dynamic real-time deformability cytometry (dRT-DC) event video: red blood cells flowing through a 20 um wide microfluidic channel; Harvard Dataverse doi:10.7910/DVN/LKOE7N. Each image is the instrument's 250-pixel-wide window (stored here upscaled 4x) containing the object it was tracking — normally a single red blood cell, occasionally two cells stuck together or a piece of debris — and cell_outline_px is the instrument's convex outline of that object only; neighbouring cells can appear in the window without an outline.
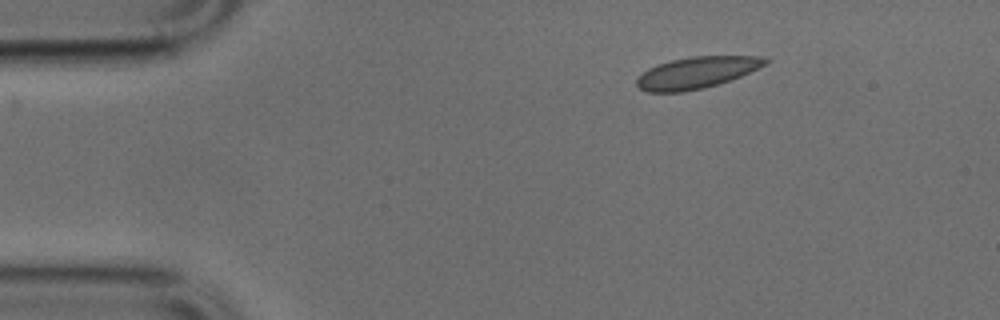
{"species": "common noctule bat (a hibernating species)", "species_latin": "Nyctalus noctula", "temperature_condition": "cold", "stored_images_in_passage": 42, "camera_frame_rate_fps": 3000, "um_per_image_px": 0.085, "animal": {"sex": "male", "body_mass_g": 17.9, "forearm_length_mm": 54.2}, "frame": {"image": 1, "passage_image": 1, "time_ms": 0.0, "image_size_px": [1000, 320], "cell_outline_px": [[772, 60], [768, 64], [740, 76], [704, 88], [684, 92], [648, 92], [640, 88], [636, 84], [636, 80], [648, 68], [656, 64], [672, 60], [692, 56], [768, 56]], "centroid_in_image_um": [59.26, 6.16], "position_along_channel_um": 25.7, "area_um2": 23.7}}
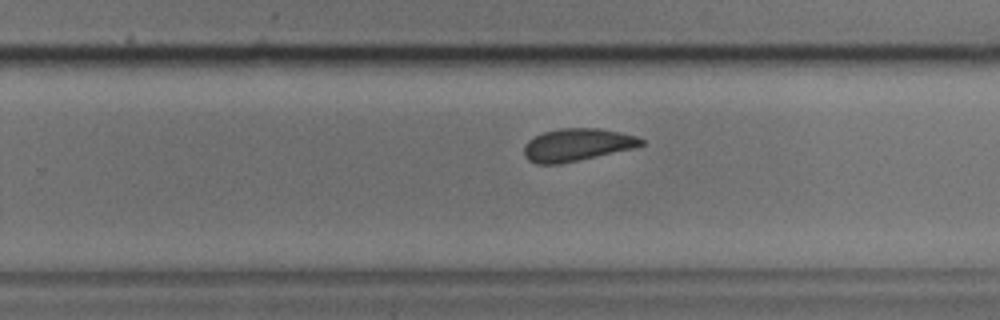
{"frame": {"image": 2, "passage_image": 25, "time_ms": 8.0, "image_size_px": [1000, 320], "cell_outline_px": [[644, 144], [632, 148], [580, 160], [560, 164], [536, 164], [528, 160], [524, 156], [524, 144], [528, 140], [544, 132], [560, 128], [600, 128], [620, 132], [636, 136], [644, 140]], "centroid_in_image_um": [49.02, 12.31], "position_along_channel_um": 280.8, "area_um2": 22.2}}
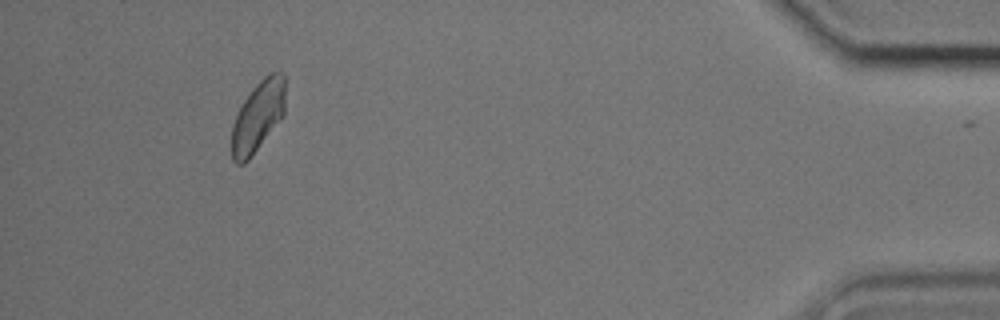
{"frame": {"image": 3, "passage_image": 40, "time_ms": 13.0, "image_size_px": [1000, 320], "cell_outline_px": [[284, 116], [248, 160], [244, 164], [236, 164], [232, 160], [232, 124], [244, 100], [252, 88], [264, 76], [272, 72], [284, 72]], "centroid_in_image_um": [21.92, 9.89], "position_along_channel_um": 413.3, "area_um2": 21.96}}